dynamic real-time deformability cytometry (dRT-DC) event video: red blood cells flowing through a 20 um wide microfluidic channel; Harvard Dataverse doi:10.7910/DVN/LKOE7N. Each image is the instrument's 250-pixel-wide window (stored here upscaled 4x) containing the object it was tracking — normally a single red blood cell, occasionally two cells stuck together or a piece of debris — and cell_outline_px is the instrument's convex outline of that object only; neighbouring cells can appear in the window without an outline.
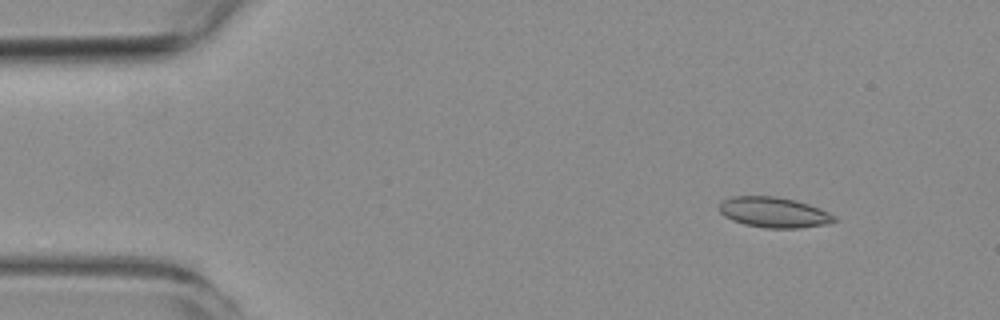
{"species": "common noctule bat (a hibernating species)", "species_latin": "Nyctalus noctula", "temperature_condition": "room temperature", "stored_images_in_passage": 4, "camera_frame_rate_fps": 3000, "um_per_image_px": 0.085, "animal": {"sex": "female", "body_mass_g": 19.3, "forearm_length_mm": 54.1}, "frame": {"image": 1, "passage_image": 1, "time_ms": 0.0, "image_size_px": [1000, 320], "cell_outline_px": [[836, 220], [828, 224], [800, 228], [764, 228], [744, 224], [732, 220], [724, 216], [720, 212], [720, 204], [724, 200], [732, 196], [776, 196], [796, 200], [820, 208], [836, 216]], "centroid_in_image_um": [65.8, 18.05], "position_along_channel_um": 19.2, "area_um2": 20.46}}
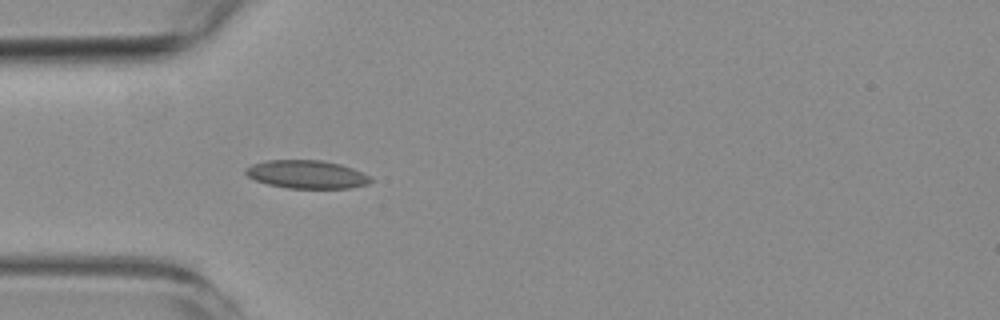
{"frame": {"image": 2, "passage_image": 4, "time_ms": 3.333, "image_size_px": [1000, 320], "cell_outline_px": [[372, 180], [368, 184], [348, 188], [288, 188], [268, 184], [256, 180], [248, 176], [244, 172], [244, 168], [252, 164], [268, 160], [320, 160], [340, 164], [352, 168], [372, 176]], "centroid_in_image_um": [26.08, 14.82], "position_along_channel_um": 58.9, "area_um2": 20.52}}